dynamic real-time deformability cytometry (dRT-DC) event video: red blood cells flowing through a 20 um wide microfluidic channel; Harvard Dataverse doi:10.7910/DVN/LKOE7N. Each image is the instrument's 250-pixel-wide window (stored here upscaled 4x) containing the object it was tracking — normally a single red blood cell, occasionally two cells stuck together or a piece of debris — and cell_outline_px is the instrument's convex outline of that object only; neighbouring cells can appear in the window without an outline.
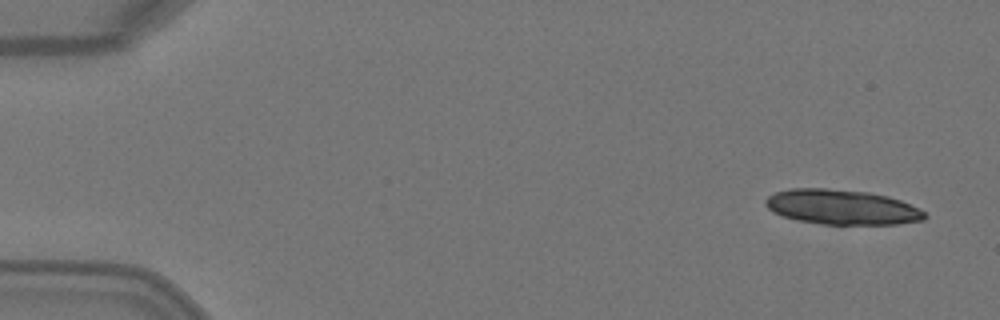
{"species": "Egyptian fruit bat (a non-hibernating species)", "species_latin": "Rousettus aegyptiacus", "temperature_condition": "warm", "stored_images_in_passage": 5, "camera_frame_rate_fps": 3000, "um_per_image_px": 0.085, "animal": {"sex": "female"}, "frame": {"image": 1, "passage_image": 1, "time_ms": 0.0, "image_size_px": [1000, 320], "cell_outline_px": [[928, 216], [924, 220], [896, 224], [820, 224], [796, 220], [772, 212], [764, 204], [764, 200], [768, 196], [776, 192], [788, 188], [824, 188], [868, 192], [888, 196], [900, 200], [920, 208]], "centroid_in_image_um": [71.55, 17.6], "position_along_channel_um": 13.5, "area_um2": 32.54}}
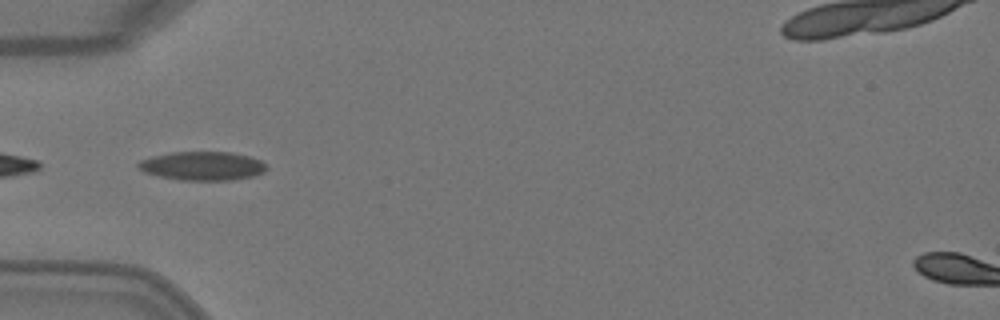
{"frame": {"image": 2, "passage_image": 4, "time_ms": 1.0, "image_size_px": [1000, 320], "cell_outline_px": [[268, 168], [264, 172], [252, 176], [232, 180], [176, 180], [144, 172], [136, 164], [140, 160], [172, 152], [232, 152], [248, 156], [260, 160]], "centroid_in_image_um": [17.22, 14.11], "position_along_channel_um": 67.8, "area_um2": 21.33}}
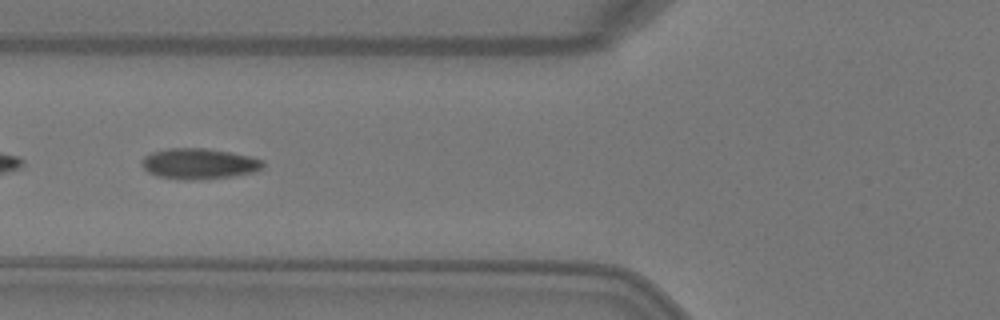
{"frame": {"image": 3, "passage_image": 5, "time_ms": 1.333, "image_size_px": [1000, 320], "cell_outline_px": [[264, 164], [260, 168], [252, 172], [232, 176], [192, 180], [184, 180], [160, 176], [148, 172], [140, 164], [140, 160], [144, 156], [152, 152], [168, 148], [204, 148], [232, 152], [264, 160]], "centroid_in_image_um": [16.87, 13.9], "position_along_channel_um": 108.9, "area_um2": 21.56}}